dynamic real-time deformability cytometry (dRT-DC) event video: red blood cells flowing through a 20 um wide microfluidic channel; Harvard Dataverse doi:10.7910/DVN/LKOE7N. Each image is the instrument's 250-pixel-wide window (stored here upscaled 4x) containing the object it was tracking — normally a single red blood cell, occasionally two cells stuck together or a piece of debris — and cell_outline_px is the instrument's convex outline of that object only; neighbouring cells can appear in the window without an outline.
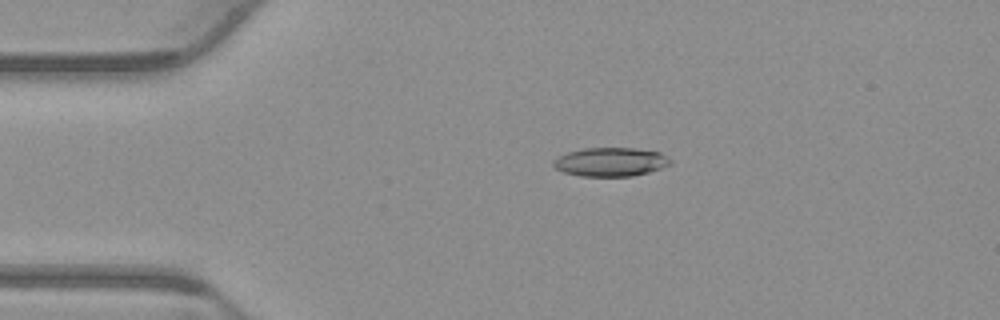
{"species": "common noctule bat (a hibernating species)", "species_latin": "Nyctalus noctula", "temperature_condition": "warm", "stored_images_in_passage": 21, "camera_frame_rate_fps": 3000, "um_per_image_px": 0.085, "animal": {"sex": "male", "body_mass_g": 23.1, "forearm_length_mm": 52.7}, "frame": {"image": 1, "passage_image": 11, "time_ms": 3.333, "image_size_px": [1000, 320], "cell_outline_px": [[672, 164], [648, 172], [632, 176], [580, 176], [564, 172], [556, 168], [552, 164], [552, 160], [556, 156], [568, 152], [584, 148], [636, 148], [660, 152], [672, 160]], "centroid_in_image_um": [51.88, 13.76], "position_along_channel_um": 33.1, "area_um2": 19.71}}
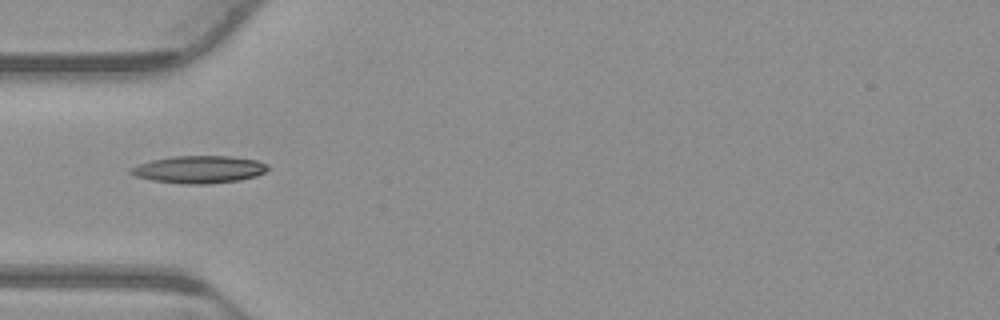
{"frame": {"image": 2, "passage_image": 17, "time_ms": 5.333, "image_size_px": [1000, 320], "cell_outline_px": [[268, 168], [264, 172], [256, 176], [240, 180], [204, 184], [188, 184], [152, 180], [136, 176], [128, 172], [128, 168], [152, 160], [172, 156], [232, 156], [256, 160], [268, 164]], "centroid_in_image_um": [16.92, 14.39], "position_along_channel_um": 68.1, "area_um2": 21.79}}
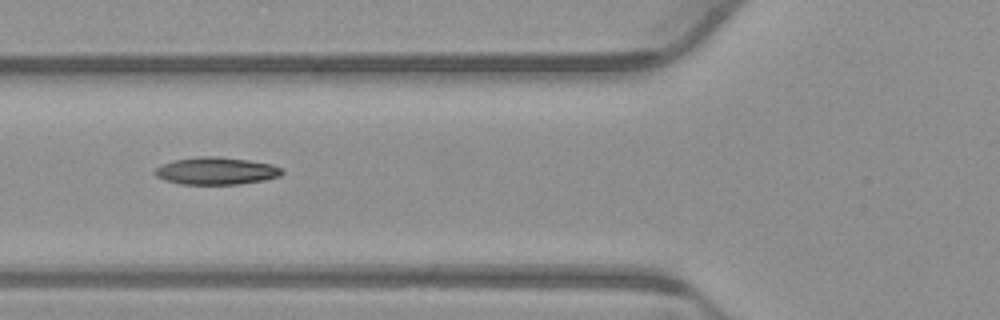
{"frame": {"image": 3, "passage_image": 20, "time_ms": 6.333, "image_size_px": [1000, 320], "cell_outline_px": [[284, 172], [280, 176], [264, 180], [240, 184], [180, 184], [164, 180], [156, 176], [152, 172], [156, 168], [172, 160], [200, 156], [220, 156], [248, 160], [272, 164], [284, 168]], "centroid_in_image_um": [18.39, 14.52], "position_along_channel_um": 107.4, "area_um2": 20.46}}